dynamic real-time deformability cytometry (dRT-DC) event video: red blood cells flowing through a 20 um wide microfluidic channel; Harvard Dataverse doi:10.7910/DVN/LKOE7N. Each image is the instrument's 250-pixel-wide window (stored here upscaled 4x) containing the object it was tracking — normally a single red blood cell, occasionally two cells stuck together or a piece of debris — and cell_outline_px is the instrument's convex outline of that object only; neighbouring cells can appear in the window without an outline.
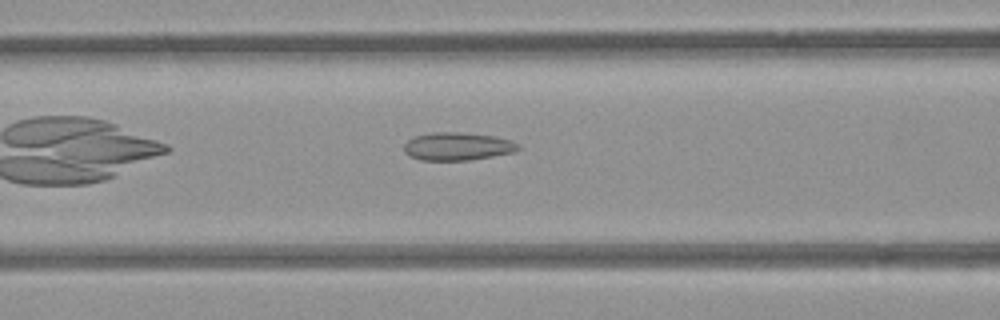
{"species": "common noctule bat (a hibernating species)", "species_latin": "Nyctalus noctula", "temperature_condition": "room temperature", "stored_images_in_passage": 39, "camera_frame_rate_fps": 3000, "um_per_image_px": 0.085, "animal": {"sex": "female", "body_mass_g": 21.9}, "frame": {"image": 1, "passage_image": 7, "time_ms": 2.0, "image_size_px": [1000, 320], "cell_outline_px": [[520, 148], [512, 152], [492, 156], [468, 160], [420, 160], [408, 156], [404, 152], [404, 144], [408, 140], [416, 136], [432, 132], [456, 132], [492, 136], [512, 140], [520, 144]], "centroid_in_image_um": [38.86, 12.44], "position_along_channel_um": 127.7, "area_um2": 18.5}}
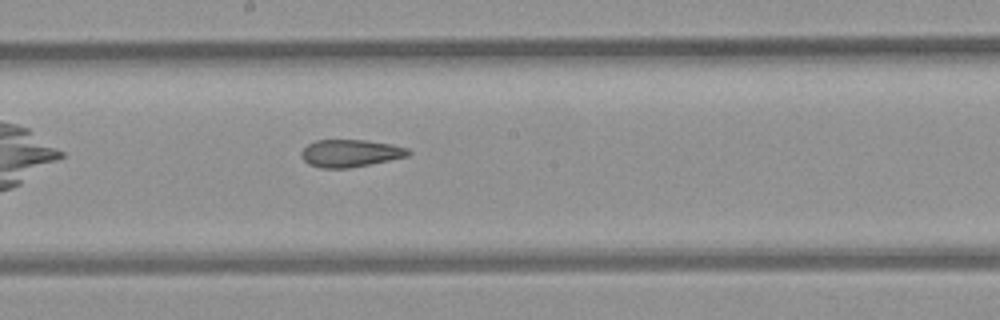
{"frame": {"image": 2, "passage_image": 14, "time_ms": 4.333, "image_size_px": [1000, 320], "cell_outline_px": [[412, 152], [408, 156], [348, 168], [320, 168], [308, 164], [300, 156], [300, 152], [308, 144], [316, 140], [364, 140], [392, 144], [408, 148]], "centroid_in_image_um": [29.76, 13.02], "position_along_channel_um": 218.4, "area_um2": 17.05}}
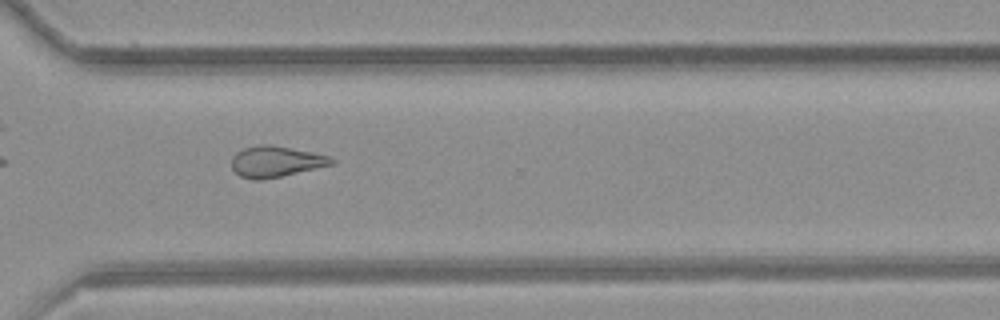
{"frame": {"image": 3, "passage_image": 24, "time_ms": 7.667, "image_size_px": [1000, 320], "cell_outline_px": [[336, 160], [332, 164], [280, 176], [260, 180], [252, 180], [240, 176], [232, 168], [232, 156], [236, 152], [244, 148], [260, 144], [268, 144], [312, 152], [328, 156]], "centroid_in_image_um": [23.39, 13.73], "position_along_channel_um": 347.2, "area_um2": 17.74}, "authors_computed_cell_mechanics": {"area_um2": 18.0336, "velocity_mm_per_s": 3.873, "shape_relaxation_time_tau1_ms": null, "shape_relaxation_time_tau2_ms": 2.8602, "deformation_change_tau1": null, "deformation_change_tau2": 0.1013}}